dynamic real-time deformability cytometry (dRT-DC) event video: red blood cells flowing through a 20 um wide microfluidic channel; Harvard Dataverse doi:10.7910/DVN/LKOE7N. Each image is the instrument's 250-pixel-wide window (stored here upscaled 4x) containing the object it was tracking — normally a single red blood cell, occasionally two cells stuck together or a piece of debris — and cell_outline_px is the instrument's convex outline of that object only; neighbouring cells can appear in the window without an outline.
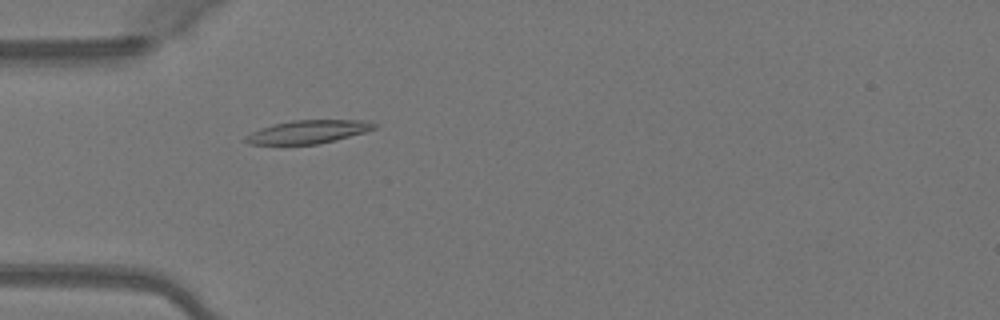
{"species": "Egyptian fruit bat (a non-hibernating species)", "species_latin": "Rousettus aegyptiacus", "temperature_condition": "warm", "stored_images_in_passage": 31, "camera_frame_rate_fps": 3000, "um_per_image_px": 0.085, "animal": {"sex": "female"}, "frame": {"image": 1, "passage_image": 2, "time_ms": 0.333, "image_size_px": [1000, 320], "cell_outline_px": [[380, 124], [376, 128], [364, 132], [336, 140], [320, 144], [248, 144], [244, 140], [244, 136], [260, 128], [292, 120], [368, 120]], "centroid_in_image_um": [26.23, 11.2], "position_along_channel_um": 58.8, "area_um2": 17.46}}
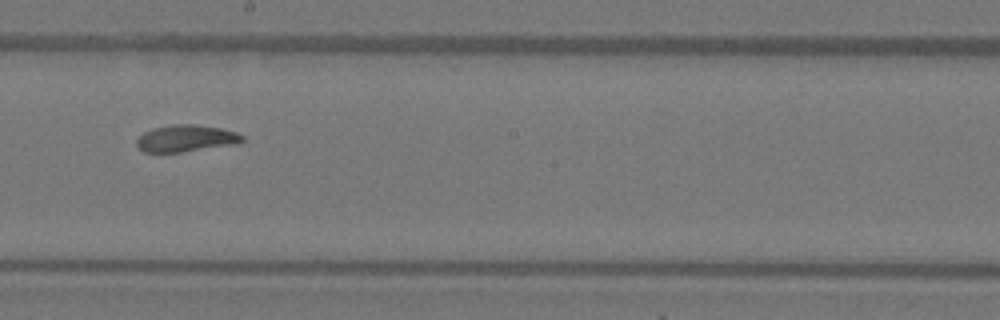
{"frame": {"image": 2, "passage_image": 15, "time_ms": 4.667, "image_size_px": [1000, 320], "cell_outline_px": [[244, 140], [232, 144], [180, 152], [144, 152], [136, 144], [136, 140], [144, 132], [152, 128], [172, 124], [192, 124], [220, 128], [236, 132], [244, 136]], "centroid_in_image_um": [15.77, 11.75], "position_along_channel_um": 232.4, "area_um2": 16.24}}
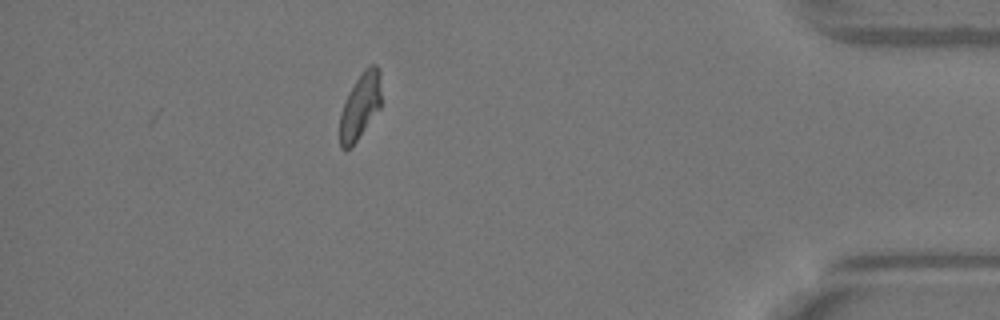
{"frame": {"image": 3, "passage_image": 31, "time_ms": 10.0, "image_size_px": [1000, 320], "cell_outline_px": [[380, 108], [356, 140], [344, 152], [340, 148], [340, 112], [344, 100], [356, 80], [364, 68], [372, 64], [376, 64], [380, 68]], "centroid_in_image_um": [30.6, 8.99], "position_along_channel_um": 404.6, "area_um2": 15.78}, "authors_computed_cell_mechanics": {"area_um2": 16.6464, "velocity_mm_per_s": 4.0945, "shape_relaxation_time_tau1_ms": 6.3589, "shape_relaxation_time_tau2_ms": 3.3381, "deformation_change_tau1": 0.1808, "deformation_change_tau2": 0.0752}}